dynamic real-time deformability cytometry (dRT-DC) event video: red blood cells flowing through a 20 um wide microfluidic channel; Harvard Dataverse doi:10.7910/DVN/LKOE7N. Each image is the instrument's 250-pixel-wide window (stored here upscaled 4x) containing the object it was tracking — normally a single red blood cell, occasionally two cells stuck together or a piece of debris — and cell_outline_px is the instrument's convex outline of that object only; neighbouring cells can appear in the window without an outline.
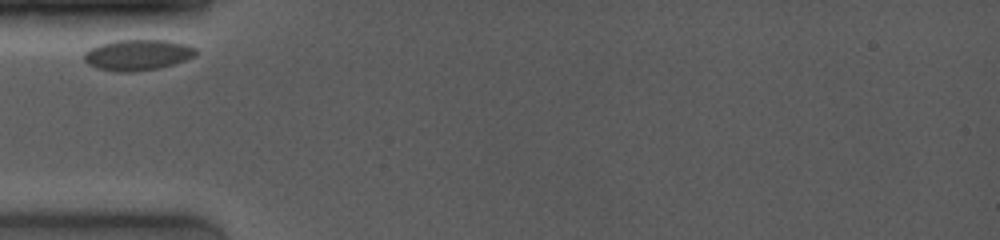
{"species": "common noctule bat (a hibernating species)", "species_latin": "Nyctalus noctula", "temperature_condition": "room temperature", "stored_images_in_passage": 24, "camera_frame_rate_fps": 4000, "um_per_image_px": 0.085, "animal": {"sex": "female", "body_mass_g": 19.0, "forearm_length_mm": 53.3}, "frame": {"image": 1, "passage_image": 1, "time_ms": 0.0, "image_size_px": [1000, 240], "cell_outline_px": [[196, 56], [160, 68], [132, 72], [116, 72], [96, 68], [88, 64], [84, 60], [84, 52], [88, 48], [100, 44], [116, 40], [168, 40], [188, 44], [196, 48]], "centroid_in_image_um": [11.68, 4.66], "position_along_channel_um": 73.3, "area_um2": 20.29}}
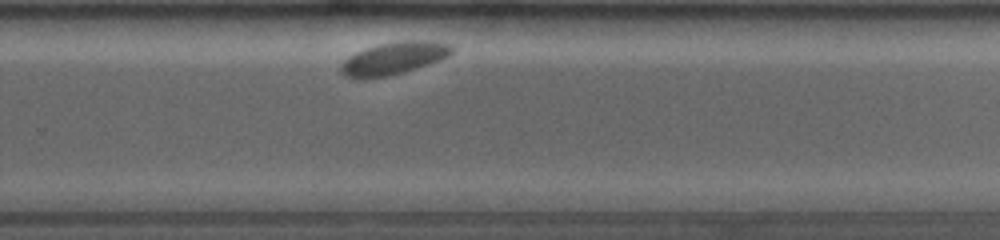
{"frame": {"image": 2, "passage_image": 17, "time_ms": 6.5, "image_size_px": [1000, 240], "cell_outline_px": [[456, 48], [448, 56], [440, 60], [404, 72], [388, 76], [344, 76], [340, 68], [340, 64], [348, 56], [364, 48], [380, 44], [404, 40], [424, 40], [452, 44]], "centroid_in_image_um": [33.53, 4.91], "position_along_channel_um": 296.3, "area_um2": 20.63}}
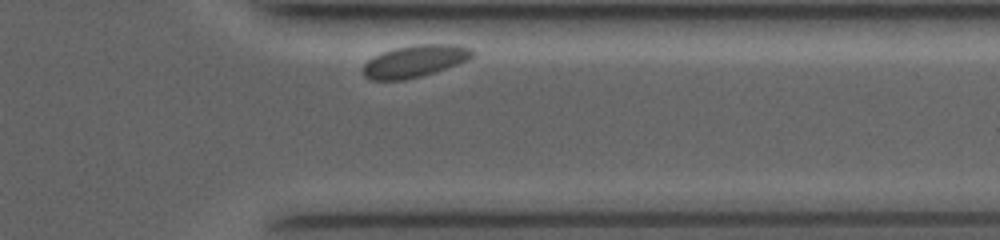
{"frame": {"image": 3, "passage_image": 23, "time_ms": 8.75, "image_size_px": [1000, 240], "cell_outline_px": [[476, 56], [468, 60], [420, 76], [404, 80], [368, 80], [360, 72], [364, 64], [368, 60], [384, 52], [396, 48], [420, 44], [456, 44], [472, 48], [476, 52]], "centroid_in_image_um": [35.27, 5.2], "position_along_channel_um": 376.1, "area_um2": 20.4}}